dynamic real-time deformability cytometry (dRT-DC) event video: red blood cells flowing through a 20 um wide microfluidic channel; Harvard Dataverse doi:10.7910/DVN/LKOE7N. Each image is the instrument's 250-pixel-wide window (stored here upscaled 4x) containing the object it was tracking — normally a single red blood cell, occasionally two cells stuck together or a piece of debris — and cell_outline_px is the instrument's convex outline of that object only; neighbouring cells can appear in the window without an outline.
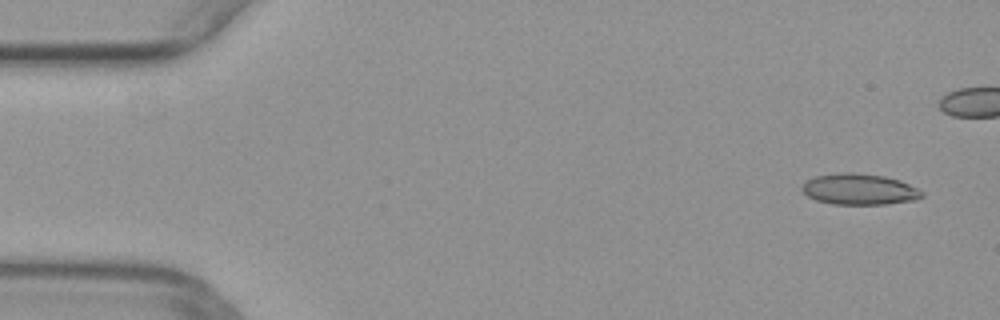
{"species": "common noctule bat (a hibernating species)", "species_latin": "Nyctalus noctula", "temperature_condition": "warm", "stored_images_in_passage": 19, "camera_frame_rate_fps": 3000, "um_per_image_px": 0.085, "animal": {"sex": "female", "body_mass_g": 29.2, "forearm_length_mm": 56.3}, "frame": {"image": 1, "passage_image": 3, "time_ms": 0.667, "image_size_px": [1000, 320], "cell_outline_px": [[924, 196], [916, 200], [888, 204], [832, 204], [816, 200], [808, 196], [800, 188], [808, 180], [816, 176], [840, 172], [856, 172], [884, 176], [900, 180], [924, 192]], "centroid_in_image_um": [73.07, 16.09], "position_along_channel_um": 11.9, "area_um2": 21.73}}
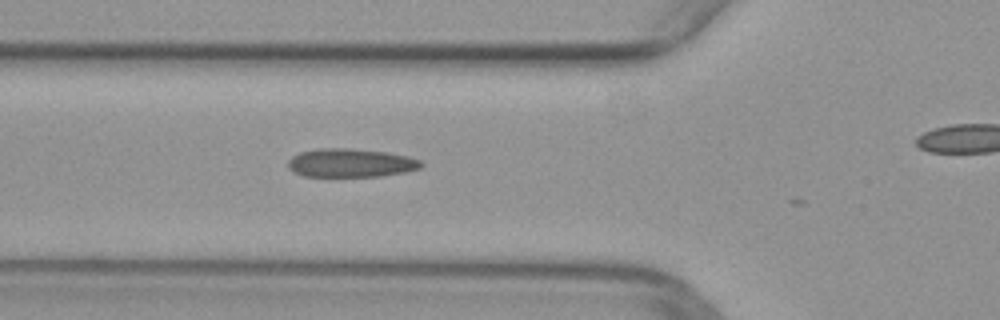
{"frame": {"image": 2, "passage_image": 18, "time_ms": 5.667, "image_size_px": [1000, 320], "cell_outline_px": [[424, 164], [420, 168], [408, 172], [380, 176], [304, 176], [292, 172], [288, 168], [288, 160], [292, 156], [300, 152], [320, 148], [352, 148], [388, 152], [408, 156], [420, 160]], "centroid_in_image_um": [29.82, 13.84], "position_along_channel_um": 96.0, "area_um2": 22.37}}